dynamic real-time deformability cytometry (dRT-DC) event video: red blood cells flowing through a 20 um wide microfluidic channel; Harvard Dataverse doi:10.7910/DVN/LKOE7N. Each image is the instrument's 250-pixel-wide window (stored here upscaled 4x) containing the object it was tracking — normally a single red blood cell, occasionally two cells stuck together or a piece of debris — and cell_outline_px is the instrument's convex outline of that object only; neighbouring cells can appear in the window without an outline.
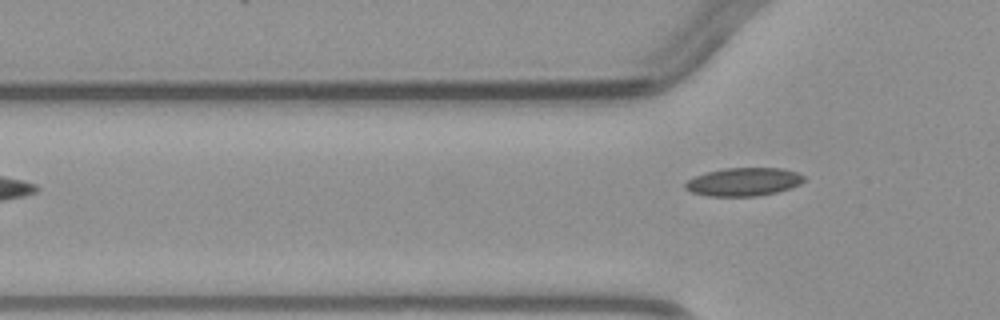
{"species": "common noctule bat (a hibernating species)", "species_latin": "Nyctalus noctula", "temperature_condition": "warm", "stored_images_in_passage": 4, "camera_frame_rate_fps": 3000, "um_per_image_px": 0.085, "animal": {"sex": "male", "body_mass_g": 23.1, "forearm_length_mm": 52.7}, "frame": {"image": 1, "passage_image": 4, "time_ms": 4.333, "image_size_px": [1000, 320], "cell_outline_px": [[804, 180], [800, 184], [792, 188], [776, 192], [756, 196], [708, 196], [692, 192], [684, 188], [684, 184], [688, 180], [696, 176], [708, 172], [724, 168], [780, 168], [796, 172], [804, 176]], "centroid_in_image_um": [63.21, 15.46], "position_along_channel_um": 62.6, "area_um2": 19.42}}